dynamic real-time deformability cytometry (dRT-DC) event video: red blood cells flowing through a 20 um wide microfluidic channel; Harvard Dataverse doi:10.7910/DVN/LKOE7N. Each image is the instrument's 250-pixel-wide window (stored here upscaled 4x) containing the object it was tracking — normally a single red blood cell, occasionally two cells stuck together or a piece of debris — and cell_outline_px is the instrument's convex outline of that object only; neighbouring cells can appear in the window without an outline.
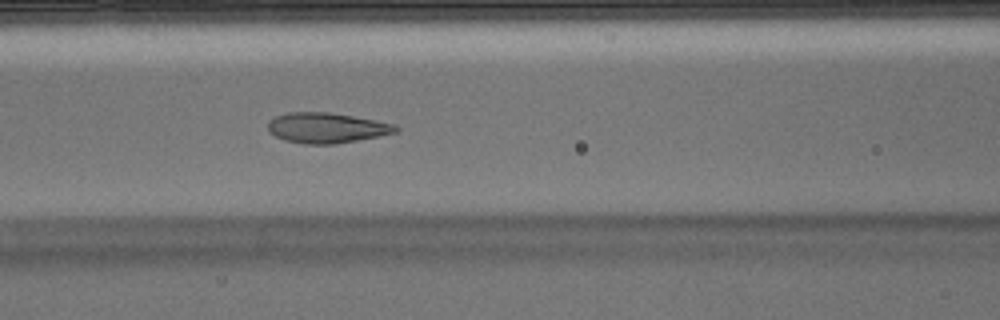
{"species": "Egyptian fruit bat (a non-hibernating species)", "species_latin": "Rousettus aegyptiacus", "temperature_condition": "warm", "stored_images_in_passage": 45, "camera_frame_rate_fps": 3000, "um_per_image_px": 0.085, "animal": {"sex": "male"}, "frame": {"image": 1, "passage_image": 15, "time_ms": 4.667, "image_size_px": [1000, 320], "cell_outline_px": [[400, 128], [396, 132], [336, 144], [304, 144], [284, 140], [268, 132], [268, 120], [276, 116], [288, 112], [328, 112], [376, 120], [396, 124]], "centroid_in_image_um": [27.73, 10.86], "position_along_channel_um": 138.9, "area_um2": 22.54}}
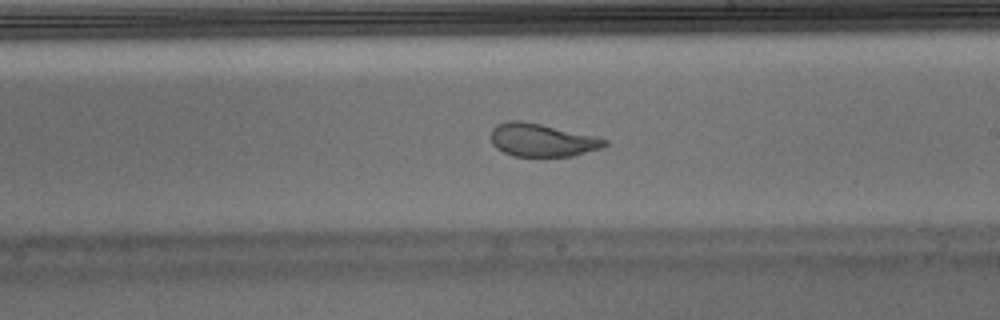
{"frame": {"image": 2, "passage_image": 23, "time_ms": 7.333, "image_size_px": [1000, 320], "cell_outline_px": [[608, 144], [600, 148], [572, 156], [512, 156], [496, 148], [492, 144], [492, 128], [496, 124], [508, 120], [520, 120], [540, 124], [596, 136], [608, 140]], "centroid_in_image_um": [46.05, 11.9], "position_along_channel_um": 242.9, "area_um2": 21.79}}
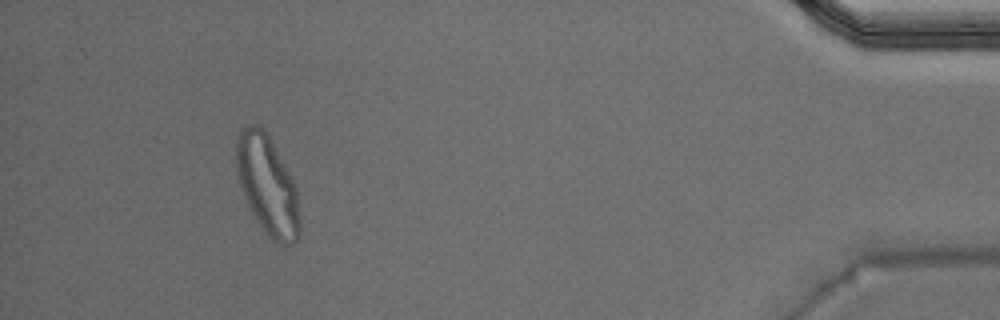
{"frame": {"image": 3, "passage_image": 41, "time_ms": 13.333, "image_size_px": [1000, 320], "cell_outline_px": [[300, 236], [292, 244], [284, 248], [276, 244], [268, 236], [252, 212], [240, 188], [236, 168], [236, 136], [244, 124], [260, 124], [268, 136], [284, 164], [296, 188], [300, 220]], "centroid_in_image_um": [22.72, 15.76], "position_along_channel_um": 412.5, "area_um2": 36.7}, "authors_computed_cell_mechanics": {"area_um2": 23.12, "velocity_mm_per_s": 3.9081, "shape_relaxation_time_tau1_ms": 7.9505, "shape_relaxation_time_tau2_ms": 0.9181, "deformation_change_tau1": 0.2514, "deformation_change_tau2": 0.0769}}